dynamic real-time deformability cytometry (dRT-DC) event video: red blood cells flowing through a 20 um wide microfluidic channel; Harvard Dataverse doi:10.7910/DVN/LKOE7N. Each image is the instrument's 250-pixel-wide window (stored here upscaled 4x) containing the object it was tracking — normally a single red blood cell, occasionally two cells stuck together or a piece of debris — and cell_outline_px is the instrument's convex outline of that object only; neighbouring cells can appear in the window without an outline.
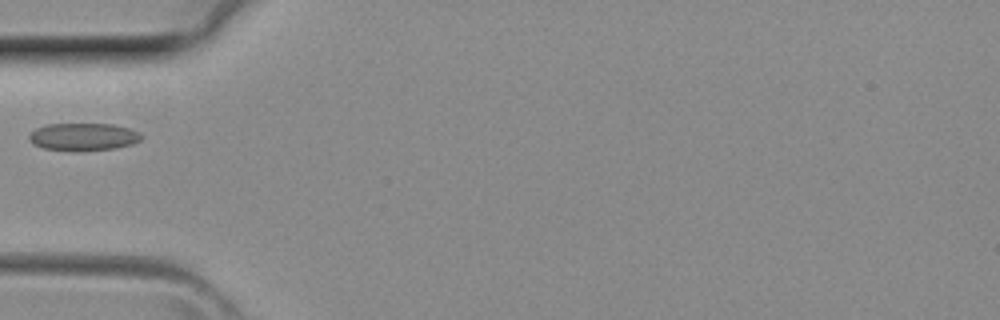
{"species": "common noctule bat (a hibernating species)", "species_latin": "Nyctalus noctula", "temperature_condition": "room temperature", "stored_images_in_passage": 4, "camera_frame_rate_fps": 3000, "um_per_image_px": 0.085, "animal": {"sex": "female", "body_mass_g": 29.2, "forearm_length_mm": 56.3}, "frame": {"image": 1, "passage_image": 4, "time_ms": 1.0, "image_size_px": [1000, 320], "cell_outline_px": [[144, 136], [140, 140], [132, 144], [116, 148], [80, 152], [44, 148], [32, 144], [28, 136], [36, 128], [48, 124], [112, 124], [128, 128], [140, 132]], "centroid_in_image_um": [7.1, 11.64], "position_along_channel_um": 77.9, "area_um2": 18.21}}